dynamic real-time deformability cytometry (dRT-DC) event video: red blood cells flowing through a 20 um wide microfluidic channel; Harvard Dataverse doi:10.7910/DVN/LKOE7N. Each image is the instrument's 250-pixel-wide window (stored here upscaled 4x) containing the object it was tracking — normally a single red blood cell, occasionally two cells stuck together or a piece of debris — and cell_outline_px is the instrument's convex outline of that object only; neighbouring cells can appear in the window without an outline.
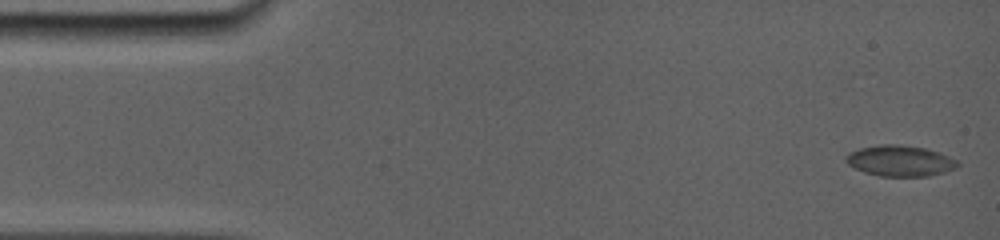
{"species": "common noctule bat (a hibernating species)", "species_latin": "Nyctalus noctula", "temperature_condition": "room temperature", "stored_images_in_passage": 8, "camera_frame_rate_fps": 5000, "um_per_image_px": 0.085, "animal": {"sex": "female", "body_mass_g": 19.0, "forearm_length_mm": 56.7}, "frame": {"image": 1, "passage_image": 1, "time_ms": 0.0, "image_size_px": [1000, 240], "cell_outline_px": [[960, 164], [956, 168], [944, 172], [928, 176], [880, 176], [864, 172], [848, 164], [844, 160], [844, 156], [848, 152], [860, 148], [880, 144], [892, 144], [924, 148], [940, 152], [956, 160]], "centroid_in_image_um": [76.48, 13.67], "position_along_channel_um": 8.5, "area_um2": 20.06}}
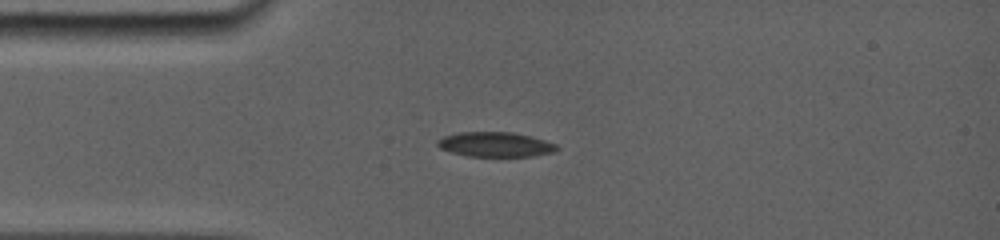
{"frame": {"image": 2, "passage_image": 7, "time_ms": 3.6, "image_size_px": [1000, 240], "cell_outline_px": [[560, 148], [552, 152], [532, 156], [468, 156], [452, 152], [440, 148], [436, 144], [436, 140], [444, 136], [456, 132], [512, 132], [532, 136], [556, 144]], "centroid_in_image_um": [42.09, 12.27], "position_along_channel_um": 42.9, "area_um2": 17.22}}
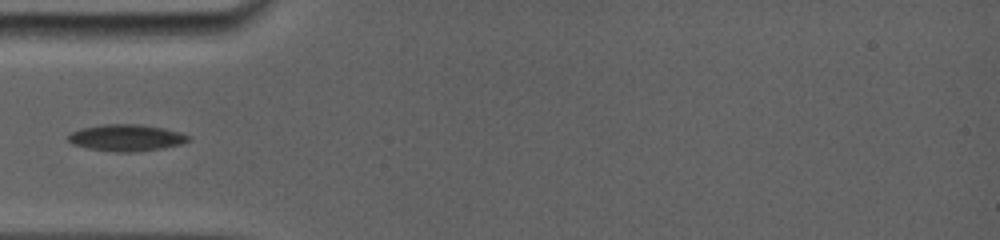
{"frame": {"image": 3, "passage_image": 8, "time_ms": 4.8, "image_size_px": [1000, 240], "cell_outline_px": [[192, 140], [180, 144], [160, 148], [132, 152], [116, 152], [88, 148], [72, 144], [68, 140], [68, 136], [72, 132], [80, 128], [104, 124], [140, 124], [164, 128], [180, 132], [188, 136]], "centroid_in_image_um": [10.73, 11.7], "position_along_channel_um": 74.3, "area_um2": 18.55}}